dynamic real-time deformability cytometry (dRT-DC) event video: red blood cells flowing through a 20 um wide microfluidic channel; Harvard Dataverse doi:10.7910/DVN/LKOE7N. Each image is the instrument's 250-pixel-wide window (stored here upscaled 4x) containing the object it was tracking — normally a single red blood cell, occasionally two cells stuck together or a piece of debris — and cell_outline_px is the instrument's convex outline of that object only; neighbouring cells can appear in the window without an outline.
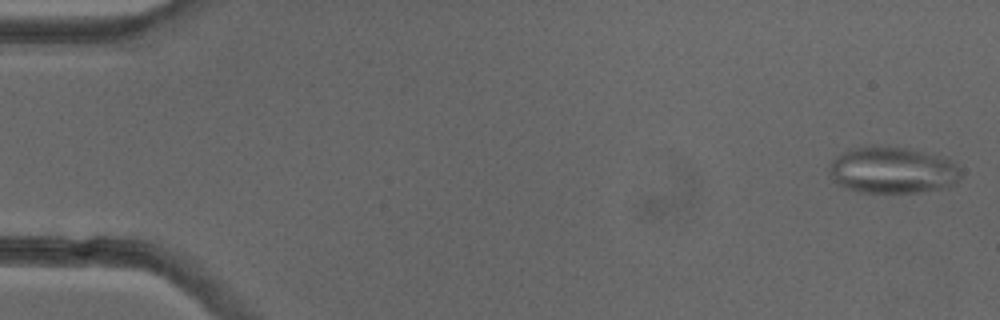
{"species": "common noctule bat (a hibernating species)", "species_latin": "Nyctalus noctula", "temperature_condition": "cold", "stored_images_in_passage": 51, "camera_frame_rate_fps": 3000, "um_per_image_px": 0.085, "animal": {"sex": "female"}, "frame": {"image": 1, "passage_image": 1, "time_ms": 0.0, "image_size_px": [1000, 320], "cell_outline_px": [[960, 180], [956, 184], [948, 188], [920, 192], [856, 192], [836, 184], [828, 176], [832, 160], [836, 156], [848, 148], [908, 148], [948, 156], [956, 164], [960, 172]], "centroid_in_image_um": [75.91, 14.49], "position_along_channel_um": 9.1, "area_um2": 36.01}}
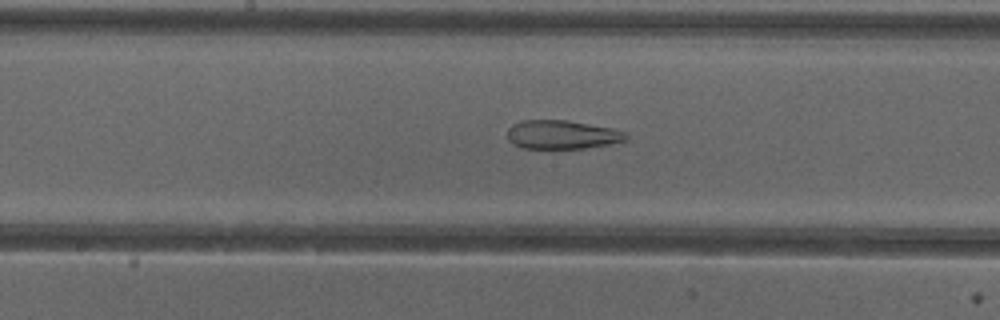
{"frame": {"image": 2, "passage_image": 26, "time_ms": 8.333, "image_size_px": [1000, 320], "cell_outline_px": [[628, 140], [608, 144], [584, 148], [524, 148], [512, 144], [508, 140], [508, 128], [512, 124], [524, 120], [568, 120], [612, 128], [628, 132]], "centroid_in_image_um": [47.79, 11.44], "position_along_channel_um": 200.4, "area_um2": 19.94}}
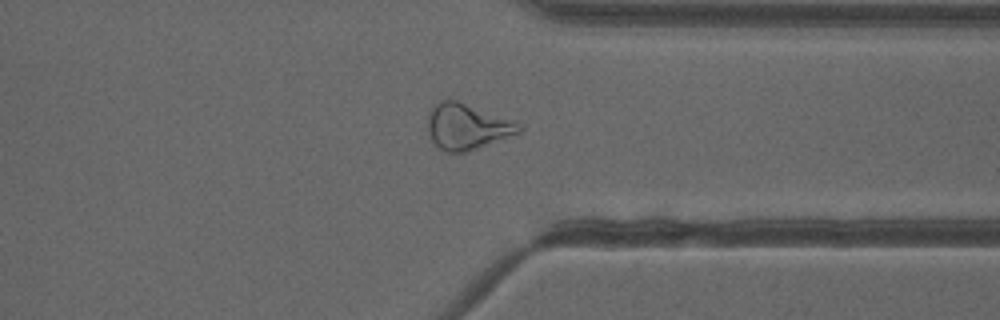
{"frame": {"image": 3, "passage_image": 39, "time_ms": 12.667, "image_size_px": [1000, 320], "cell_outline_px": [[524, 128], [520, 132], [476, 148], [464, 152], [448, 152], [440, 148], [428, 136], [428, 108], [436, 100], [456, 100], [516, 120]], "centroid_in_image_um": [39.67, 10.71], "position_along_channel_um": 371.7, "area_um2": 24.51}, "authors_computed_cell_mechanics": {"area_um2": 26.4724, "velocity_mm_per_s": 4.0041, "shape_relaxation_time_tau1_ms": null, "shape_relaxation_time_tau2_ms": 2.624, "deformation_change_tau1": null, "deformation_change_tau2": 0.1251}}